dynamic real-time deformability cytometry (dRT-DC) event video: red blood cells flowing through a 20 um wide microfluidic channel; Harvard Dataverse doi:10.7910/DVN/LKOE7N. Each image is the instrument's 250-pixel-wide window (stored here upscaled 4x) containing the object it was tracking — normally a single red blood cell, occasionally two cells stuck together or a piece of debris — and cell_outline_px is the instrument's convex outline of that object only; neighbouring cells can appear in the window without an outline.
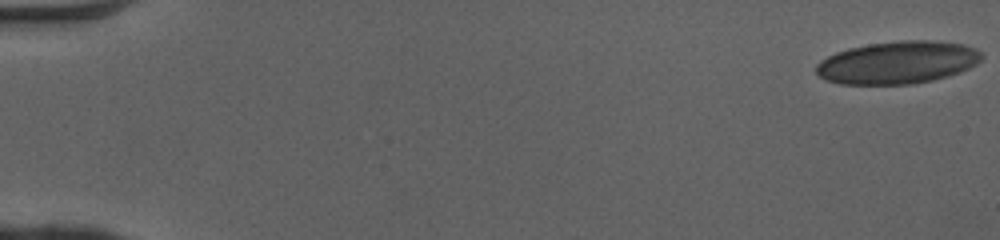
{"species": "human", "species_latin": "Homo sapiens", "temperature_condition": "cold", "stored_images_in_passage": 52, "camera_frame_rate_fps": 3000, "um_per_image_px": 0.085, "donor": {"sex": "female"}, "frame": {"image": 1, "passage_image": 1, "time_ms": 0.0, "image_size_px": [1000, 240], "cell_outline_px": [[984, 56], [976, 64], [960, 72], [948, 76], [932, 80], [912, 84], [840, 84], [828, 80], [820, 76], [816, 72], [816, 64], [820, 60], [836, 52], [848, 48], [868, 44], [900, 40], [928, 40], [964, 44], [980, 52]], "centroid_in_image_um": [76.29, 5.31], "position_along_channel_um": 8.7, "area_um2": 40.98}}
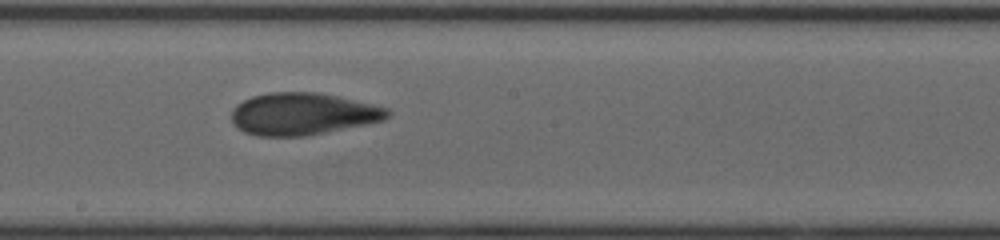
{"frame": {"image": 2, "passage_image": 30, "time_ms": 9.667, "image_size_px": [1000, 240], "cell_outline_px": [[392, 112], [384, 120], [308, 136], [260, 136], [244, 132], [236, 128], [232, 120], [232, 108], [236, 104], [252, 96], [268, 92], [316, 92], [336, 96], [372, 104], [388, 108]], "centroid_in_image_um": [25.7, 9.68], "position_along_channel_um": 222.5, "area_um2": 38.32}}
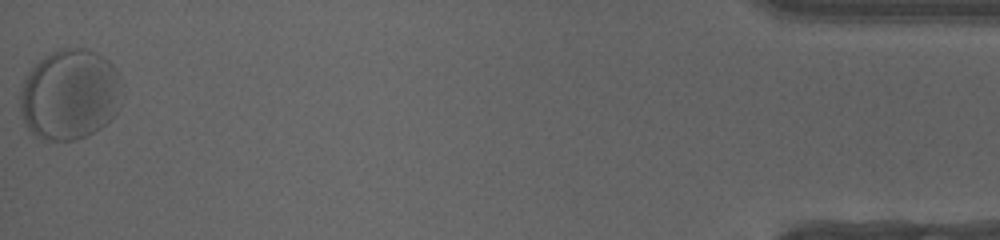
{"frame": {"image": 3, "passage_image": 52, "time_ms": 17.0, "image_size_px": [1000, 240], "cell_outline_px": [[120, 76], [116, 112], [100, 128], [76, 140], [52, 140], [36, 136], [28, 128], [20, 112], [20, 92], [24, 76], [44, 56], [60, 48], [84, 48], [96, 52], [108, 60], [116, 68]], "centroid_in_image_um": [5.89, 8.01], "position_along_channel_um": 429.3, "area_um2": 53.35}, "authors_computed_cell_mechanics": {"area_um2": 39.7953, "velocity_mm_per_s": 3.9944, "shape_relaxation_time_tau1_ms": null, "shape_relaxation_time_tau2_ms": 0.8012, "deformation_change_tau1": null, "deformation_change_tau2": 0.052}}